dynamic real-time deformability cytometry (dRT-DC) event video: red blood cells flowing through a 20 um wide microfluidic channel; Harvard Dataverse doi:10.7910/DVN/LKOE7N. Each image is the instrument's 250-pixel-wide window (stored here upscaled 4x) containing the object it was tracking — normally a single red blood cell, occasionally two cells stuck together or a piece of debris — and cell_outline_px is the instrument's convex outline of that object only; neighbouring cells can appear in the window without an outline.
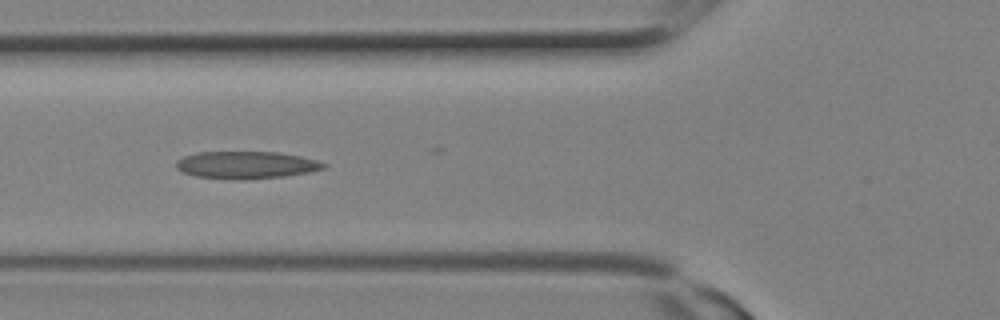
{"species": "Egyptian fruit bat (a non-hibernating species)", "species_latin": "Rousettus aegyptiacus", "temperature_condition": "room temperature", "stored_images_in_passage": 22, "camera_frame_rate_fps": 3000, "um_per_image_px": 0.085, "animal": {"sex": "female"}, "frame": {"image": 1, "passage_image": 6, "time_ms": 1.667, "image_size_px": [1000, 320], "cell_outline_px": [[328, 168], [308, 172], [284, 176], [240, 180], [196, 176], [184, 172], [176, 168], [176, 160], [184, 156], [196, 152], [280, 152], [300, 156], [316, 160], [328, 164]], "centroid_in_image_um": [20.95, 14.02], "position_along_channel_um": 104.9, "area_um2": 23.52}}
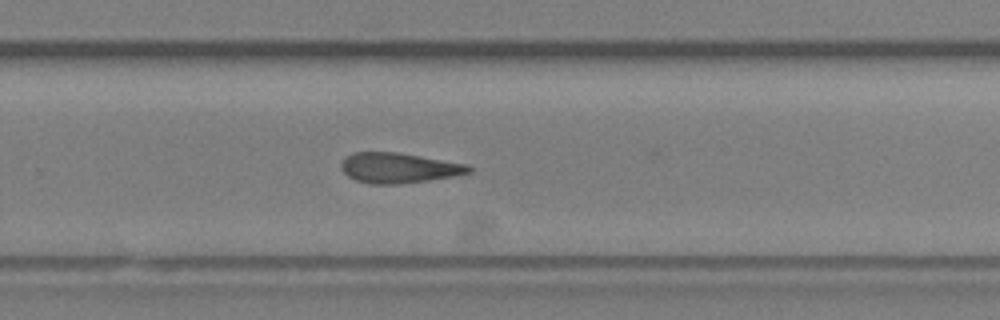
{"frame": {"image": 2, "passage_image": 13, "time_ms": 4.0, "image_size_px": [1000, 320], "cell_outline_px": [[476, 168], [472, 172], [452, 176], [428, 180], [396, 184], [368, 184], [356, 180], [348, 176], [340, 168], [340, 164], [344, 156], [352, 152], [396, 152], [468, 164]], "centroid_in_image_um": [33.88, 14.26], "position_along_channel_um": 295.9, "area_um2": 22.6}}
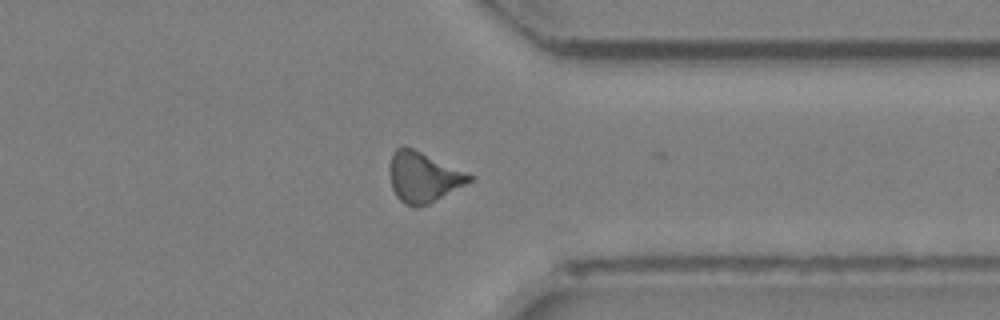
{"frame": {"image": 3, "passage_image": 16, "time_ms": 5.0, "image_size_px": [1000, 320], "cell_outline_px": [[476, 176], [472, 180], [428, 204], [416, 208], [404, 204], [396, 196], [392, 188], [388, 172], [388, 168], [392, 152], [396, 148], [412, 148]], "centroid_in_image_um": [35.94, 15.06], "position_along_channel_um": 375.5, "area_um2": 23.24}}